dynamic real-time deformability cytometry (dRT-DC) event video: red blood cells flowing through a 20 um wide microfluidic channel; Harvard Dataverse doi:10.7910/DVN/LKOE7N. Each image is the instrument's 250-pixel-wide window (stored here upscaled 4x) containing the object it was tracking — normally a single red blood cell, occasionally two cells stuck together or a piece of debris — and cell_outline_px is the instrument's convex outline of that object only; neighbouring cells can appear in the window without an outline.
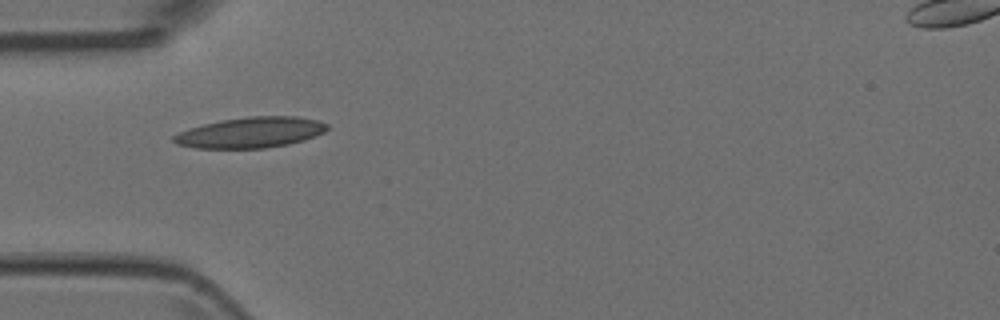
{"species": "Egyptian fruit bat (a non-hibernating species)", "species_latin": "Rousettus aegyptiacus", "temperature_condition": "room temperature", "stored_images_in_passage": 6, "camera_frame_rate_fps": 3000, "um_per_image_px": 0.085, "animal": {"sex": "female"}, "frame": {"image": 1, "passage_image": 4, "time_ms": 1.0, "image_size_px": [1000, 320], "cell_outline_px": [[328, 128], [324, 132], [304, 140], [288, 144], [264, 148], [196, 148], [176, 144], [172, 140], [172, 136], [188, 128], [220, 120], [248, 116], [296, 116], [316, 120], [328, 124]], "centroid_in_image_um": [21.29, 11.26], "position_along_channel_um": 63.7, "area_um2": 27.4}}
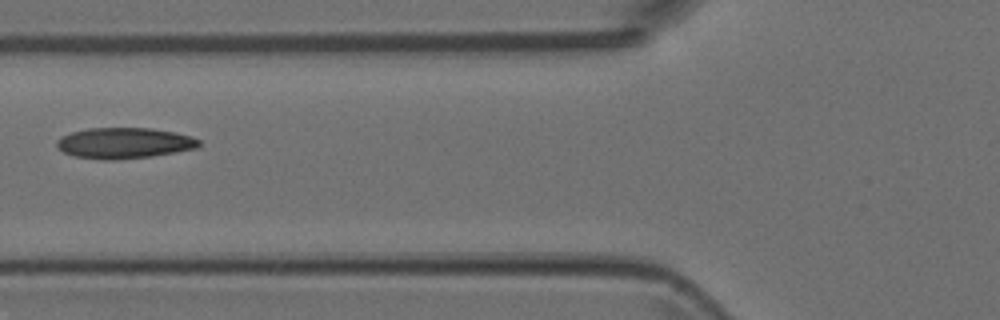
{"frame": {"image": 2, "passage_image": 5, "time_ms": 1.333, "image_size_px": [1000, 320], "cell_outline_px": [[200, 144], [196, 148], [176, 152], [152, 156], [116, 160], [104, 160], [76, 156], [64, 152], [56, 148], [56, 140], [60, 136], [72, 132], [88, 128], [152, 128], [192, 136], [200, 140]], "centroid_in_image_um": [10.53, 12.16], "position_along_channel_um": 115.3, "area_um2": 25.61}}
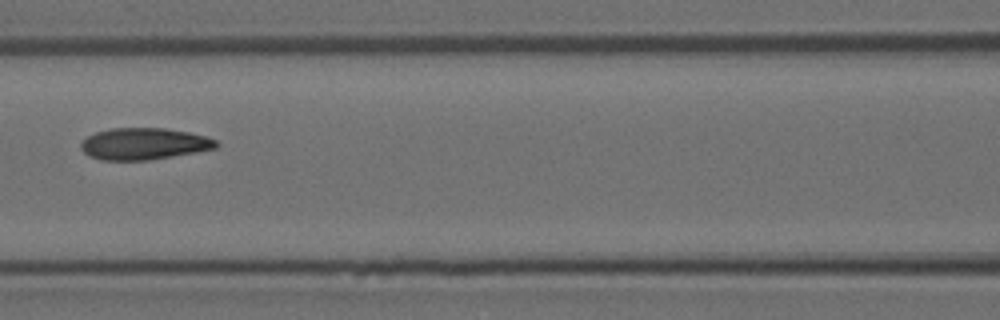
{"frame": {"image": 3, "passage_image": 6, "time_ms": 1.667, "image_size_px": [1000, 320], "cell_outline_px": [[220, 144], [216, 148], [196, 152], [148, 160], [100, 160], [84, 152], [80, 148], [80, 144], [88, 136], [96, 132], [112, 128], [164, 128], [188, 132], [204, 136], [216, 140]], "centroid_in_image_um": [12.24, 12.22], "position_along_channel_um": 154.4, "area_um2": 24.8}}